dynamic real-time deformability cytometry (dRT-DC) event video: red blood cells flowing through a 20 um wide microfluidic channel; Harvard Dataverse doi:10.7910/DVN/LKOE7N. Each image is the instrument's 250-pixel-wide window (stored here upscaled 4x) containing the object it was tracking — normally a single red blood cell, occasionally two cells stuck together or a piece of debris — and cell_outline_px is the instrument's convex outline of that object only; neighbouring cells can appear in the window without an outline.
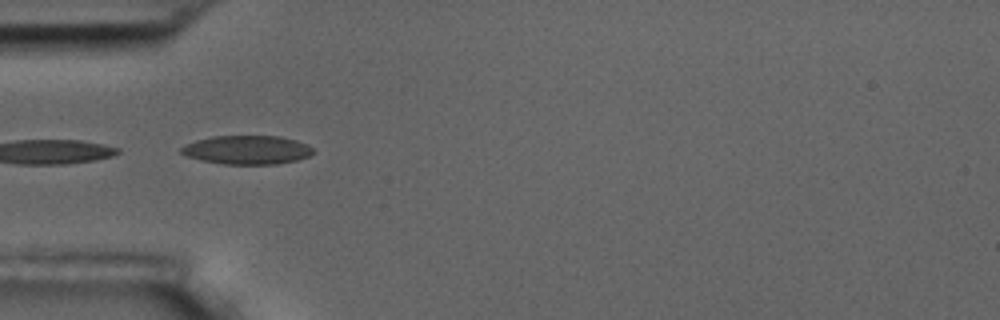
{"species": "common noctule bat (a hibernating species)", "species_latin": "Nyctalus noctula", "temperature_condition": "room temperature", "stored_images_in_passage": 11, "camera_frame_rate_fps": 3000, "um_per_image_px": 0.085, "animal": {"sex": "male", "body_mass_g": 17.5, "forearm_length_mm": 52.3}, "frame": {"image": 1, "passage_image": 1, "time_ms": 0.0, "image_size_px": [1000, 320], "cell_outline_px": [[316, 152], [308, 156], [296, 160], [276, 164], [224, 164], [200, 160], [188, 156], [180, 152], [180, 148], [184, 144], [196, 140], [212, 136], [280, 136], [296, 140], [312, 148]], "centroid_in_image_um": [20.97, 12.74], "position_along_channel_um": 64.0, "area_um2": 22.08}}
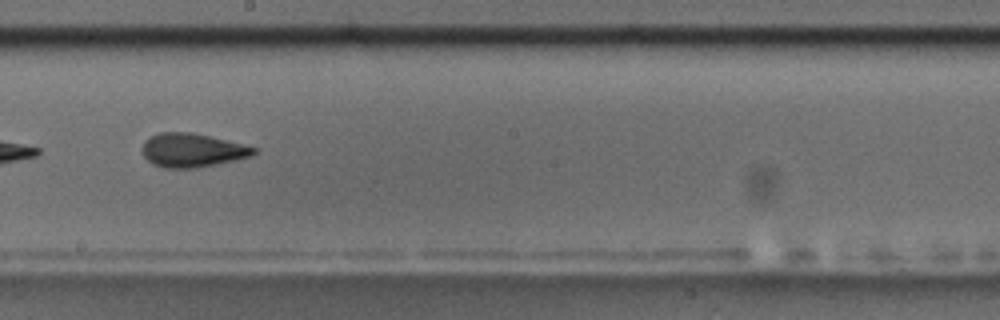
{"frame": {"image": 2, "passage_image": 5, "time_ms": 4.667, "image_size_px": [1000, 320], "cell_outline_px": [[256, 152], [252, 156], [216, 164], [196, 168], [164, 168], [152, 164], [144, 156], [144, 140], [160, 132], [192, 132], [256, 148]], "centroid_in_image_um": [16.31, 12.78], "position_along_channel_um": 231.9, "area_um2": 21.56}, "authors_computed_cell_mechanics": {"area_um2": 21.097, "velocity_mm_per_s": 3.6048, "shape_relaxation_time_tau1_ms": 3.4391, "shape_relaxation_time_tau2_ms": 2.5036, "deformation_change_tau1": 0.1487, "deformation_change_tau2": 0.0996}}